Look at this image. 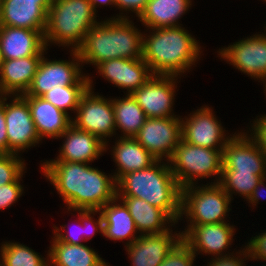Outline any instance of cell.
<instances>
[{
  "instance_id": "1",
  "label": "cell",
  "mask_w": 266,
  "mask_h": 266,
  "mask_svg": "<svg viewBox=\"0 0 266 266\" xmlns=\"http://www.w3.org/2000/svg\"><path fill=\"white\" fill-rule=\"evenodd\" d=\"M110 19L98 22L86 33L77 50L81 63L97 66L110 59L142 58L143 34L134 23L124 15Z\"/></svg>"
},
{
  "instance_id": "2",
  "label": "cell",
  "mask_w": 266,
  "mask_h": 266,
  "mask_svg": "<svg viewBox=\"0 0 266 266\" xmlns=\"http://www.w3.org/2000/svg\"><path fill=\"white\" fill-rule=\"evenodd\" d=\"M143 36L142 59L153 75L178 76L195 64L200 56L199 43L181 26L151 29Z\"/></svg>"
},
{
  "instance_id": "3",
  "label": "cell",
  "mask_w": 266,
  "mask_h": 266,
  "mask_svg": "<svg viewBox=\"0 0 266 266\" xmlns=\"http://www.w3.org/2000/svg\"><path fill=\"white\" fill-rule=\"evenodd\" d=\"M161 163L157 160L148 168L123 175L116 182L117 196L143 199L163 210L176 224L181 218V188L169 162Z\"/></svg>"
},
{
  "instance_id": "4",
  "label": "cell",
  "mask_w": 266,
  "mask_h": 266,
  "mask_svg": "<svg viewBox=\"0 0 266 266\" xmlns=\"http://www.w3.org/2000/svg\"><path fill=\"white\" fill-rule=\"evenodd\" d=\"M89 0H56L47 12L44 32L46 47L48 43L72 46L77 51L86 33L98 22Z\"/></svg>"
},
{
  "instance_id": "5",
  "label": "cell",
  "mask_w": 266,
  "mask_h": 266,
  "mask_svg": "<svg viewBox=\"0 0 266 266\" xmlns=\"http://www.w3.org/2000/svg\"><path fill=\"white\" fill-rule=\"evenodd\" d=\"M222 151L189 144L183 139L176 146L169 162L180 188L194 185L199 178L222 175ZM173 165V166H172ZM199 177V178H198Z\"/></svg>"
},
{
  "instance_id": "6",
  "label": "cell",
  "mask_w": 266,
  "mask_h": 266,
  "mask_svg": "<svg viewBox=\"0 0 266 266\" xmlns=\"http://www.w3.org/2000/svg\"><path fill=\"white\" fill-rule=\"evenodd\" d=\"M195 185L181 189V217L187 216L188 226L226 222L231 198L223 187L215 182L203 187Z\"/></svg>"
},
{
  "instance_id": "7",
  "label": "cell",
  "mask_w": 266,
  "mask_h": 266,
  "mask_svg": "<svg viewBox=\"0 0 266 266\" xmlns=\"http://www.w3.org/2000/svg\"><path fill=\"white\" fill-rule=\"evenodd\" d=\"M92 83L89 78V88L80 99L77 116L72 120V124L97 136L106 144V138L116 133L112 99L94 95Z\"/></svg>"
},
{
  "instance_id": "8",
  "label": "cell",
  "mask_w": 266,
  "mask_h": 266,
  "mask_svg": "<svg viewBox=\"0 0 266 266\" xmlns=\"http://www.w3.org/2000/svg\"><path fill=\"white\" fill-rule=\"evenodd\" d=\"M73 61H48L42 56L36 74L27 92L23 95L42 97L46 92L56 86L89 85V76L81 74V59L77 51L71 52ZM76 61V62H74Z\"/></svg>"
},
{
  "instance_id": "9",
  "label": "cell",
  "mask_w": 266,
  "mask_h": 266,
  "mask_svg": "<svg viewBox=\"0 0 266 266\" xmlns=\"http://www.w3.org/2000/svg\"><path fill=\"white\" fill-rule=\"evenodd\" d=\"M42 165L44 176L66 202L68 211L84 210L85 163L50 160Z\"/></svg>"
},
{
  "instance_id": "10",
  "label": "cell",
  "mask_w": 266,
  "mask_h": 266,
  "mask_svg": "<svg viewBox=\"0 0 266 266\" xmlns=\"http://www.w3.org/2000/svg\"><path fill=\"white\" fill-rule=\"evenodd\" d=\"M157 160L168 161L182 140V123L178 117L146 118L134 137Z\"/></svg>"
},
{
  "instance_id": "11",
  "label": "cell",
  "mask_w": 266,
  "mask_h": 266,
  "mask_svg": "<svg viewBox=\"0 0 266 266\" xmlns=\"http://www.w3.org/2000/svg\"><path fill=\"white\" fill-rule=\"evenodd\" d=\"M12 103H5L4 116L8 139V154H18L39 143L40 138L36 132L28 102L21 95H13Z\"/></svg>"
},
{
  "instance_id": "12",
  "label": "cell",
  "mask_w": 266,
  "mask_h": 266,
  "mask_svg": "<svg viewBox=\"0 0 266 266\" xmlns=\"http://www.w3.org/2000/svg\"><path fill=\"white\" fill-rule=\"evenodd\" d=\"M222 171L252 172L266 178V155L247 134H233L222 151Z\"/></svg>"
},
{
  "instance_id": "13",
  "label": "cell",
  "mask_w": 266,
  "mask_h": 266,
  "mask_svg": "<svg viewBox=\"0 0 266 266\" xmlns=\"http://www.w3.org/2000/svg\"><path fill=\"white\" fill-rule=\"evenodd\" d=\"M177 76L152 75L149 80L132 93L147 118L176 117L171 112L174 103Z\"/></svg>"
},
{
  "instance_id": "14",
  "label": "cell",
  "mask_w": 266,
  "mask_h": 266,
  "mask_svg": "<svg viewBox=\"0 0 266 266\" xmlns=\"http://www.w3.org/2000/svg\"><path fill=\"white\" fill-rule=\"evenodd\" d=\"M212 111L209 107L202 106L186 118V121L182 118V139L185 142L213 150H223L231 137H225L222 125Z\"/></svg>"
},
{
  "instance_id": "15",
  "label": "cell",
  "mask_w": 266,
  "mask_h": 266,
  "mask_svg": "<svg viewBox=\"0 0 266 266\" xmlns=\"http://www.w3.org/2000/svg\"><path fill=\"white\" fill-rule=\"evenodd\" d=\"M253 36L221 49L219 55L248 76L262 80L266 77V34Z\"/></svg>"
},
{
  "instance_id": "16",
  "label": "cell",
  "mask_w": 266,
  "mask_h": 266,
  "mask_svg": "<svg viewBox=\"0 0 266 266\" xmlns=\"http://www.w3.org/2000/svg\"><path fill=\"white\" fill-rule=\"evenodd\" d=\"M50 0H0V26L45 32Z\"/></svg>"
},
{
  "instance_id": "17",
  "label": "cell",
  "mask_w": 266,
  "mask_h": 266,
  "mask_svg": "<svg viewBox=\"0 0 266 266\" xmlns=\"http://www.w3.org/2000/svg\"><path fill=\"white\" fill-rule=\"evenodd\" d=\"M186 227L187 230L181 232V240L194 254L203 252L223 256V250L229 248L235 235V228L227 222Z\"/></svg>"
},
{
  "instance_id": "18",
  "label": "cell",
  "mask_w": 266,
  "mask_h": 266,
  "mask_svg": "<svg viewBox=\"0 0 266 266\" xmlns=\"http://www.w3.org/2000/svg\"><path fill=\"white\" fill-rule=\"evenodd\" d=\"M173 230L160 234H143L126 246L133 266H160L167 254L181 240V233Z\"/></svg>"
},
{
  "instance_id": "19",
  "label": "cell",
  "mask_w": 266,
  "mask_h": 266,
  "mask_svg": "<svg viewBox=\"0 0 266 266\" xmlns=\"http://www.w3.org/2000/svg\"><path fill=\"white\" fill-rule=\"evenodd\" d=\"M103 78L119 88H125L128 94L144 85L153 75L148 64L142 59H110L97 65Z\"/></svg>"
},
{
  "instance_id": "20",
  "label": "cell",
  "mask_w": 266,
  "mask_h": 266,
  "mask_svg": "<svg viewBox=\"0 0 266 266\" xmlns=\"http://www.w3.org/2000/svg\"><path fill=\"white\" fill-rule=\"evenodd\" d=\"M48 48L44 34L38 30L0 26V52L2 60L43 56Z\"/></svg>"
},
{
  "instance_id": "21",
  "label": "cell",
  "mask_w": 266,
  "mask_h": 266,
  "mask_svg": "<svg viewBox=\"0 0 266 266\" xmlns=\"http://www.w3.org/2000/svg\"><path fill=\"white\" fill-rule=\"evenodd\" d=\"M64 137V144L60 154L52 161H68L77 163H90L96 160L102 152L106 151V145L100 138L85 130H81L73 124L59 137Z\"/></svg>"
},
{
  "instance_id": "22",
  "label": "cell",
  "mask_w": 266,
  "mask_h": 266,
  "mask_svg": "<svg viewBox=\"0 0 266 266\" xmlns=\"http://www.w3.org/2000/svg\"><path fill=\"white\" fill-rule=\"evenodd\" d=\"M21 96L28 102L40 140L44 137L58 139L72 124L69 114L58 109L43 97Z\"/></svg>"
},
{
  "instance_id": "23",
  "label": "cell",
  "mask_w": 266,
  "mask_h": 266,
  "mask_svg": "<svg viewBox=\"0 0 266 266\" xmlns=\"http://www.w3.org/2000/svg\"><path fill=\"white\" fill-rule=\"evenodd\" d=\"M42 56H30L19 59L2 60L0 64V92L23 95L30 87ZM16 93V94H15Z\"/></svg>"
},
{
  "instance_id": "24",
  "label": "cell",
  "mask_w": 266,
  "mask_h": 266,
  "mask_svg": "<svg viewBox=\"0 0 266 266\" xmlns=\"http://www.w3.org/2000/svg\"><path fill=\"white\" fill-rule=\"evenodd\" d=\"M118 198L106 203L98 212V230L111 240L129 239L125 246L134 242L139 236L137 229L128 208L123 203L116 204ZM116 202V203H115ZM136 237H135V235Z\"/></svg>"
},
{
  "instance_id": "25",
  "label": "cell",
  "mask_w": 266,
  "mask_h": 266,
  "mask_svg": "<svg viewBox=\"0 0 266 266\" xmlns=\"http://www.w3.org/2000/svg\"><path fill=\"white\" fill-rule=\"evenodd\" d=\"M117 198L121 199L128 208L136 229L141 232V235L167 232L170 228L165 224H169V222L175 224L163 210L152 206L143 199L132 196H117Z\"/></svg>"
},
{
  "instance_id": "26",
  "label": "cell",
  "mask_w": 266,
  "mask_h": 266,
  "mask_svg": "<svg viewBox=\"0 0 266 266\" xmlns=\"http://www.w3.org/2000/svg\"><path fill=\"white\" fill-rule=\"evenodd\" d=\"M117 198V184L114 176L85 163L84 210L98 212L106 203Z\"/></svg>"
},
{
  "instance_id": "27",
  "label": "cell",
  "mask_w": 266,
  "mask_h": 266,
  "mask_svg": "<svg viewBox=\"0 0 266 266\" xmlns=\"http://www.w3.org/2000/svg\"><path fill=\"white\" fill-rule=\"evenodd\" d=\"M116 142L111 154L118 166L114 174L116 182L123 175L148 168L157 161L135 138L120 137Z\"/></svg>"
},
{
  "instance_id": "28",
  "label": "cell",
  "mask_w": 266,
  "mask_h": 266,
  "mask_svg": "<svg viewBox=\"0 0 266 266\" xmlns=\"http://www.w3.org/2000/svg\"><path fill=\"white\" fill-rule=\"evenodd\" d=\"M191 0H149L140 22L150 29L180 26L179 18L191 7Z\"/></svg>"
},
{
  "instance_id": "29",
  "label": "cell",
  "mask_w": 266,
  "mask_h": 266,
  "mask_svg": "<svg viewBox=\"0 0 266 266\" xmlns=\"http://www.w3.org/2000/svg\"><path fill=\"white\" fill-rule=\"evenodd\" d=\"M47 254L54 266H98L103 260L84 244H68L60 242L55 236Z\"/></svg>"
},
{
  "instance_id": "30",
  "label": "cell",
  "mask_w": 266,
  "mask_h": 266,
  "mask_svg": "<svg viewBox=\"0 0 266 266\" xmlns=\"http://www.w3.org/2000/svg\"><path fill=\"white\" fill-rule=\"evenodd\" d=\"M112 104L116 130L123 131V138H134L147 118L144 110L132 94H127L123 99H112Z\"/></svg>"
},
{
  "instance_id": "31",
  "label": "cell",
  "mask_w": 266,
  "mask_h": 266,
  "mask_svg": "<svg viewBox=\"0 0 266 266\" xmlns=\"http://www.w3.org/2000/svg\"><path fill=\"white\" fill-rule=\"evenodd\" d=\"M0 266H48V260H44L37 252L20 243L5 242L0 250ZM47 262V263H46Z\"/></svg>"
},
{
  "instance_id": "32",
  "label": "cell",
  "mask_w": 266,
  "mask_h": 266,
  "mask_svg": "<svg viewBox=\"0 0 266 266\" xmlns=\"http://www.w3.org/2000/svg\"><path fill=\"white\" fill-rule=\"evenodd\" d=\"M89 85L54 86L42 97L65 113L69 110H77L81 97L88 90Z\"/></svg>"
},
{
  "instance_id": "33",
  "label": "cell",
  "mask_w": 266,
  "mask_h": 266,
  "mask_svg": "<svg viewBox=\"0 0 266 266\" xmlns=\"http://www.w3.org/2000/svg\"><path fill=\"white\" fill-rule=\"evenodd\" d=\"M261 179V176L252 172L222 171L219 184L230 198L232 193H238L248 200Z\"/></svg>"
},
{
  "instance_id": "34",
  "label": "cell",
  "mask_w": 266,
  "mask_h": 266,
  "mask_svg": "<svg viewBox=\"0 0 266 266\" xmlns=\"http://www.w3.org/2000/svg\"><path fill=\"white\" fill-rule=\"evenodd\" d=\"M78 212H79L78 213L79 214V218L78 219H79V221L81 220L78 223L79 224L82 223V224H80L81 226L85 225L86 227L84 226V228H87V229L90 230V231L89 230L87 231L88 234L87 233H85V234L83 233L82 234V235H86L87 237L85 239L82 238V237H84V236L81 235L82 230L78 234L76 232L73 233V232H71L69 230H66V231H68L69 234L68 233L61 234L62 233L61 230H63V229L65 230L66 225H64V227L61 226V229H59L58 227L53 226L55 228L54 229V231H55L54 232V234H55L54 236L60 242L68 243V244H83V243H81V241H83V240L86 241V240L90 239V237H92L95 234L96 230L98 231V223H99V221L98 220L94 221L92 219L93 217L91 216V214H95V212L87 211V210H78ZM79 224H78V227L80 226ZM83 232H86V231L83 230ZM75 234H77L78 236H76ZM89 234H91V235H89Z\"/></svg>"
},
{
  "instance_id": "35",
  "label": "cell",
  "mask_w": 266,
  "mask_h": 266,
  "mask_svg": "<svg viewBox=\"0 0 266 266\" xmlns=\"http://www.w3.org/2000/svg\"><path fill=\"white\" fill-rule=\"evenodd\" d=\"M18 154H0V186L15 182L25 170Z\"/></svg>"
},
{
  "instance_id": "36",
  "label": "cell",
  "mask_w": 266,
  "mask_h": 266,
  "mask_svg": "<svg viewBox=\"0 0 266 266\" xmlns=\"http://www.w3.org/2000/svg\"><path fill=\"white\" fill-rule=\"evenodd\" d=\"M195 257L193 251L180 240L167 254L160 266H193Z\"/></svg>"
},
{
  "instance_id": "37",
  "label": "cell",
  "mask_w": 266,
  "mask_h": 266,
  "mask_svg": "<svg viewBox=\"0 0 266 266\" xmlns=\"http://www.w3.org/2000/svg\"><path fill=\"white\" fill-rule=\"evenodd\" d=\"M253 238V239H252ZM249 241V243L245 246V248L240 251V255H242L247 259L249 257L252 258V260H264L266 261V231L264 233H261V235L258 234L255 237H252Z\"/></svg>"
},
{
  "instance_id": "38",
  "label": "cell",
  "mask_w": 266,
  "mask_h": 266,
  "mask_svg": "<svg viewBox=\"0 0 266 266\" xmlns=\"http://www.w3.org/2000/svg\"><path fill=\"white\" fill-rule=\"evenodd\" d=\"M21 175L15 182L0 186V209L10 207L23 193Z\"/></svg>"
},
{
  "instance_id": "39",
  "label": "cell",
  "mask_w": 266,
  "mask_h": 266,
  "mask_svg": "<svg viewBox=\"0 0 266 266\" xmlns=\"http://www.w3.org/2000/svg\"><path fill=\"white\" fill-rule=\"evenodd\" d=\"M251 128L254 130L250 135L251 138L266 155V115H263L259 119L257 118L256 120H254V124Z\"/></svg>"
},
{
  "instance_id": "40",
  "label": "cell",
  "mask_w": 266,
  "mask_h": 266,
  "mask_svg": "<svg viewBox=\"0 0 266 266\" xmlns=\"http://www.w3.org/2000/svg\"><path fill=\"white\" fill-rule=\"evenodd\" d=\"M148 1L149 0H115V7H118L120 10L124 9L125 11L131 10L136 13V16L139 18L144 12Z\"/></svg>"
},
{
  "instance_id": "41",
  "label": "cell",
  "mask_w": 266,
  "mask_h": 266,
  "mask_svg": "<svg viewBox=\"0 0 266 266\" xmlns=\"http://www.w3.org/2000/svg\"><path fill=\"white\" fill-rule=\"evenodd\" d=\"M0 153L8 154V139L4 116V95L0 99Z\"/></svg>"
},
{
  "instance_id": "42",
  "label": "cell",
  "mask_w": 266,
  "mask_h": 266,
  "mask_svg": "<svg viewBox=\"0 0 266 266\" xmlns=\"http://www.w3.org/2000/svg\"><path fill=\"white\" fill-rule=\"evenodd\" d=\"M228 254H225L224 256H215V259L212 258L213 261L209 262V265L207 266H244V259H242L241 256L235 257L233 254L230 256H227ZM241 257V258H240ZM239 258V259H238Z\"/></svg>"
},
{
  "instance_id": "43",
  "label": "cell",
  "mask_w": 266,
  "mask_h": 266,
  "mask_svg": "<svg viewBox=\"0 0 266 266\" xmlns=\"http://www.w3.org/2000/svg\"><path fill=\"white\" fill-rule=\"evenodd\" d=\"M266 180V178H262L259 182H258V184L255 186V188H254V190H253V192H252V194H251V196L248 198V202L251 204L252 203V205H255L256 206V203H258V200L261 198L260 196V194L262 193L261 192V187H265L264 186V181ZM261 188V189H260ZM266 189V188H265ZM261 192V193H260ZM260 197V198H259Z\"/></svg>"
},
{
  "instance_id": "44",
  "label": "cell",
  "mask_w": 266,
  "mask_h": 266,
  "mask_svg": "<svg viewBox=\"0 0 266 266\" xmlns=\"http://www.w3.org/2000/svg\"><path fill=\"white\" fill-rule=\"evenodd\" d=\"M91 5H92V8L94 10V12L96 13V8L97 6L99 5H113L115 6V0H89ZM98 4V5H97Z\"/></svg>"
},
{
  "instance_id": "45",
  "label": "cell",
  "mask_w": 266,
  "mask_h": 266,
  "mask_svg": "<svg viewBox=\"0 0 266 266\" xmlns=\"http://www.w3.org/2000/svg\"><path fill=\"white\" fill-rule=\"evenodd\" d=\"M98 266H109L105 261H102Z\"/></svg>"
},
{
  "instance_id": "46",
  "label": "cell",
  "mask_w": 266,
  "mask_h": 266,
  "mask_svg": "<svg viewBox=\"0 0 266 266\" xmlns=\"http://www.w3.org/2000/svg\"><path fill=\"white\" fill-rule=\"evenodd\" d=\"M265 80V81H264ZM263 83L266 82V77L262 79ZM265 90H266V83H265Z\"/></svg>"
},
{
  "instance_id": "47",
  "label": "cell",
  "mask_w": 266,
  "mask_h": 266,
  "mask_svg": "<svg viewBox=\"0 0 266 266\" xmlns=\"http://www.w3.org/2000/svg\"><path fill=\"white\" fill-rule=\"evenodd\" d=\"M1 62H2V57H1V52H0V64H1Z\"/></svg>"
}]
</instances>
